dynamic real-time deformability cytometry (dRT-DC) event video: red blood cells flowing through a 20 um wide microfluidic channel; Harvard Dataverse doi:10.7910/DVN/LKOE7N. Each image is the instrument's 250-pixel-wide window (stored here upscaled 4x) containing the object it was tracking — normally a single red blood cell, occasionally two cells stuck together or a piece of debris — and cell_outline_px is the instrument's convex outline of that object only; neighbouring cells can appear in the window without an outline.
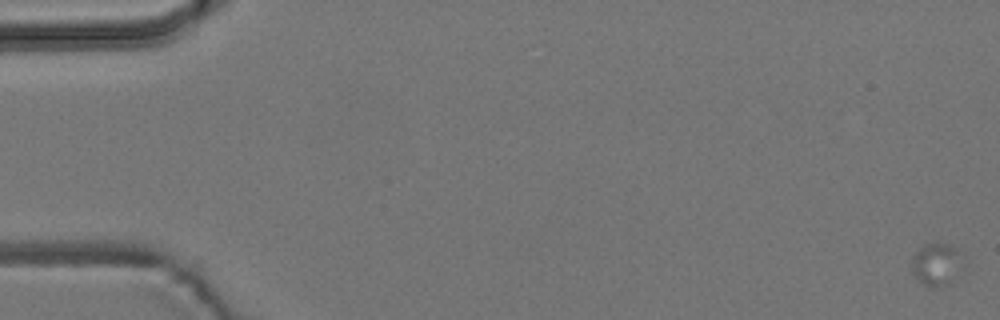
{"species": "common noctule bat (a hibernating species)", "species_latin": "Nyctalus noctula", "temperature_condition": "room temperature", "stored_images_in_passage": 5, "camera_frame_rate_fps": 3000, "um_per_image_px": 0.085, "animal": {"sex": "male", "body_mass_g": 19.2, "forearm_length_mm": 51.8}, "frame": {"image": 1, "passage_image": 1, "time_ms": 0.0, "image_size_px": [1000, 320], "cell_outline_px": [[956, 252], [948, 284], [940, 288], [932, 288], [916, 280], [912, 272], [912, 260], [916, 252], [924, 244], [940, 240], [956, 248]], "centroid_in_image_um": [79.38, 22.43], "position_along_channel_um": 5.6, "area_um2": 11.56}}
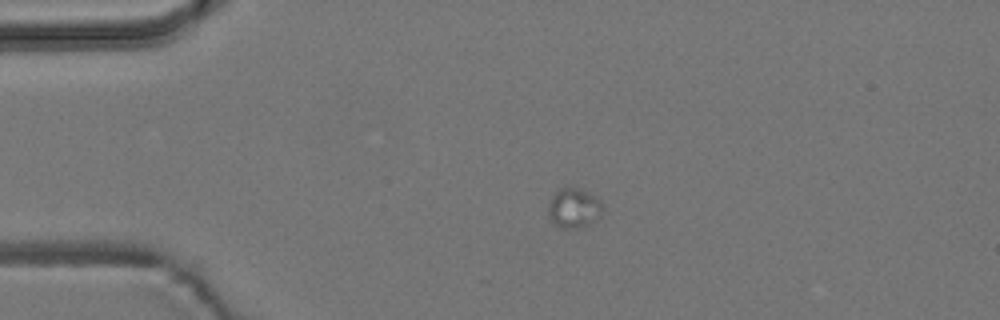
{"frame": {"image": 2, "passage_image": 4, "time_ms": 4.333, "image_size_px": [1000, 320], "cell_outline_px": [[604, 208], [600, 216], [596, 220], [580, 228], [564, 228], [552, 224], [548, 216], [548, 204], [552, 196], [560, 188], [576, 188], [588, 192], [600, 200], [604, 204]], "centroid_in_image_um": [48.78, 17.7], "position_along_channel_um": 36.2, "area_um2": 12.72}}